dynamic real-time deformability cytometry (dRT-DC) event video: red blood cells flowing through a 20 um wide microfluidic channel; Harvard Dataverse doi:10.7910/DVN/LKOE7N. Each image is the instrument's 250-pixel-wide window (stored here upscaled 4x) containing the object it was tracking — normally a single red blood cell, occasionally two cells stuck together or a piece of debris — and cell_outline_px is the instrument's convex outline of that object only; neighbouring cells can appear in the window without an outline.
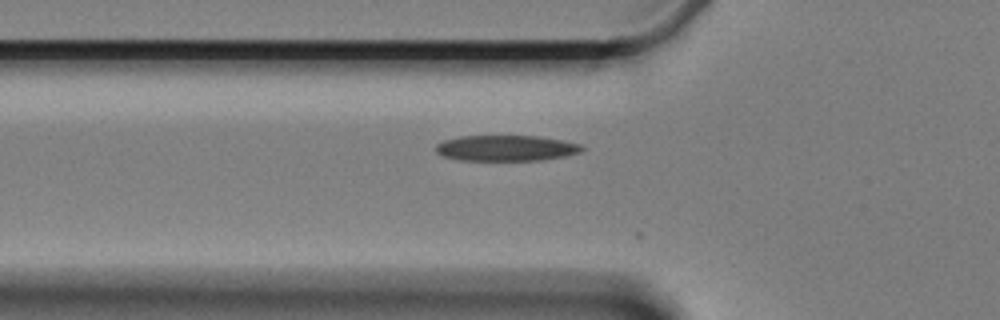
{"species": "Egyptian fruit bat (a non-hibernating species)", "species_latin": "Rousettus aegyptiacus", "temperature_condition": "cold", "stored_images_in_passage": 6, "camera_frame_rate_fps": 3000, "um_per_image_px": 0.085, "animal": {"sex": "female"}, "frame": {"image": 1, "passage_image": 5, "time_ms": 1.333, "image_size_px": [1000, 320], "cell_outline_px": [[584, 148], [580, 152], [564, 156], [540, 160], [460, 160], [444, 156], [436, 152], [436, 144], [444, 140], [460, 136], [540, 136], [564, 140], [580, 144]], "centroid_in_image_um": [43.02, 12.58], "position_along_channel_um": 82.8, "area_um2": 21.85}}